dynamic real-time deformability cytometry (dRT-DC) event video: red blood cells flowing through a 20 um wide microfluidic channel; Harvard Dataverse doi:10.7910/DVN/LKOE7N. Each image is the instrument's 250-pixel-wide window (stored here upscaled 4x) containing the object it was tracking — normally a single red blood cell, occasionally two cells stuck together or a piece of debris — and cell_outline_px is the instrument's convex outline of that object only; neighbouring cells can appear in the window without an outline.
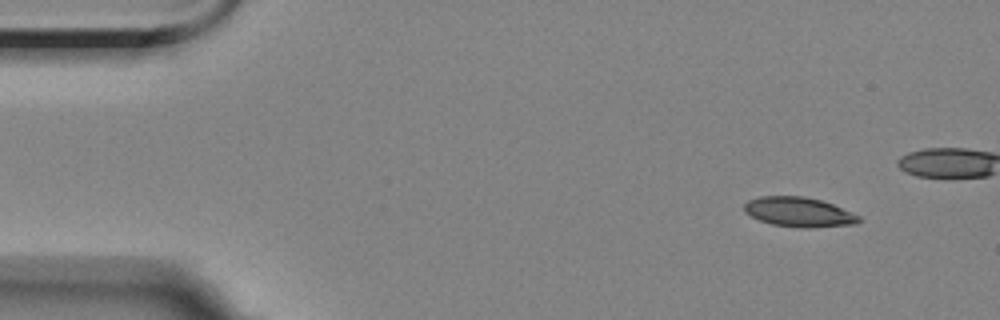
{"species": "Egyptian fruit bat (a non-hibernating species)", "species_latin": "Rousettus aegyptiacus", "temperature_condition": "room temperature", "stored_images_in_passage": 5, "camera_frame_rate_fps": 3000, "um_per_image_px": 0.085, "animal": {"sex": "female"}, "frame": {"image": 1, "passage_image": 1, "time_ms": 0.0, "image_size_px": [1000, 320], "cell_outline_px": [[864, 220], [856, 224], [808, 228], [800, 228], [772, 224], [760, 220], [744, 212], [744, 204], [748, 200], [760, 196], [804, 196], [820, 200], [832, 204], [860, 216]], "centroid_in_image_um": [67.92, 18.03], "position_along_channel_um": 17.1, "area_um2": 19.83}}
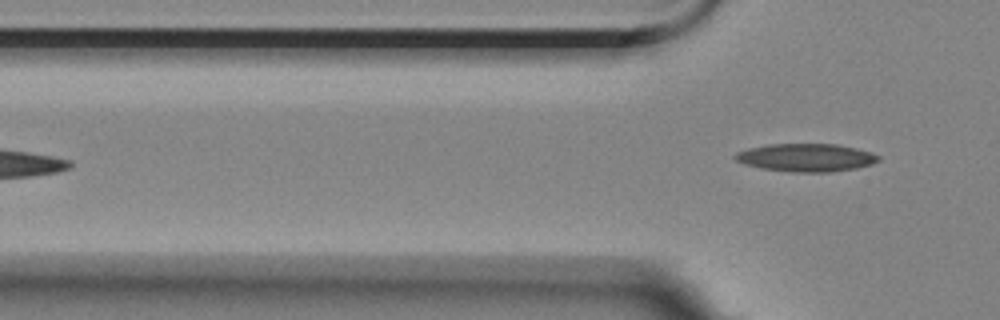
{"frame": {"image": 2, "passage_image": 5, "time_ms": 5.667, "image_size_px": [1000, 320], "cell_outline_px": [[880, 160], [872, 164], [856, 168], [832, 172], [796, 172], [760, 168], [744, 164], [736, 160], [732, 156], [736, 152], [748, 148], [768, 144], [836, 144], [856, 148], [880, 156]], "centroid_in_image_um": [68.49, 13.39], "position_along_channel_um": 57.3, "area_um2": 23.35}}